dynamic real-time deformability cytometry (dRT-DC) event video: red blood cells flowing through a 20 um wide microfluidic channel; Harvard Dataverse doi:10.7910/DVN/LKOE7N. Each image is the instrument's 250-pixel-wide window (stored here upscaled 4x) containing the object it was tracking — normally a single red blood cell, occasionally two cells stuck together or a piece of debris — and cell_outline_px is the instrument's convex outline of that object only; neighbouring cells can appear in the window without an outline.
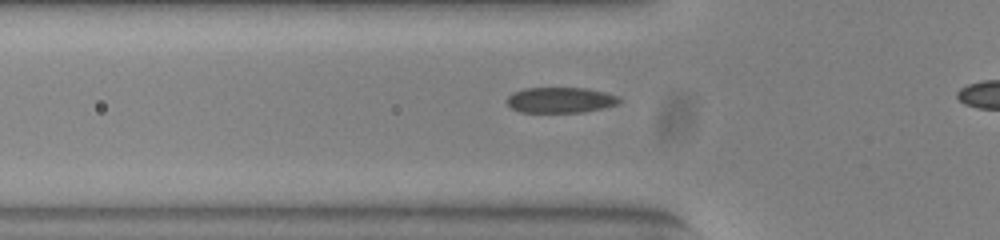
{"species": "common noctule bat (a hibernating species)", "species_latin": "Nyctalus noctula", "temperature_condition": "warm", "stored_images_in_passage": 37, "camera_frame_rate_fps": 3000, "um_per_image_px": 0.085, "animal": {"sex": "female", "body_mass_g": 23.0, "forearm_length_mm": 53.4}, "frame": {"image": 1, "passage_image": 12, "time_ms": 3.667, "image_size_px": [1000, 240], "cell_outline_px": [[624, 100], [616, 104], [604, 108], [584, 112], [520, 112], [512, 108], [504, 100], [512, 92], [524, 88], [588, 88], [620, 96]], "centroid_in_image_um": [47.65, 8.5], "position_along_channel_um": 78.2, "area_um2": 16.99}}
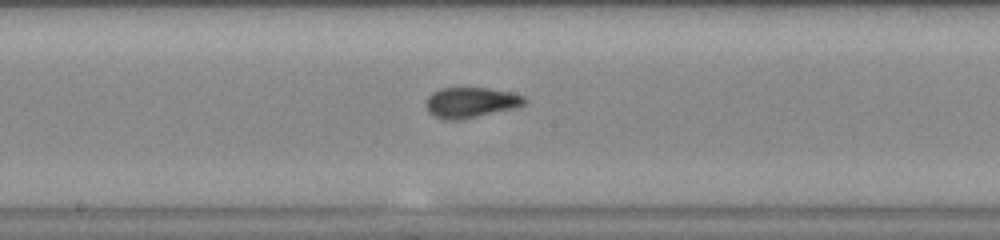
{"frame": {"image": 2, "passage_image": 22, "time_ms": 7.0, "image_size_px": [1000, 240], "cell_outline_px": [[528, 100], [524, 104], [512, 108], [460, 120], [444, 120], [428, 112], [424, 104], [424, 100], [432, 92], [440, 88], [488, 88], [512, 92], [524, 96]], "centroid_in_image_um": [39.97, 8.7], "position_along_channel_um": 208.2, "area_um2": 17.51}}
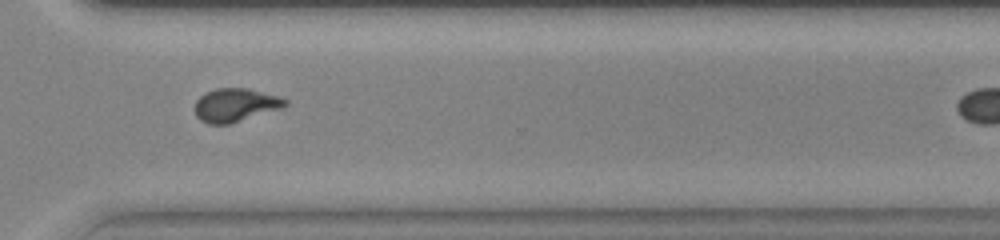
{"frame": {"image": 3, "passage_image": 33, "time_ms": 10.667, "image_size_px": [1000, 240], "cell_outline_px": [[288, 104], [284, 108], [228, 124], [208, 124], [200, 120], [196, 116], [196, 100], [204, 92], [216, 88], [248, 88], [280, 96], [288, 100]], "centroid_in_image_um": [20.04, 8.92], "position_along_channel_um": 350.6, "area_um2": 17.74}}